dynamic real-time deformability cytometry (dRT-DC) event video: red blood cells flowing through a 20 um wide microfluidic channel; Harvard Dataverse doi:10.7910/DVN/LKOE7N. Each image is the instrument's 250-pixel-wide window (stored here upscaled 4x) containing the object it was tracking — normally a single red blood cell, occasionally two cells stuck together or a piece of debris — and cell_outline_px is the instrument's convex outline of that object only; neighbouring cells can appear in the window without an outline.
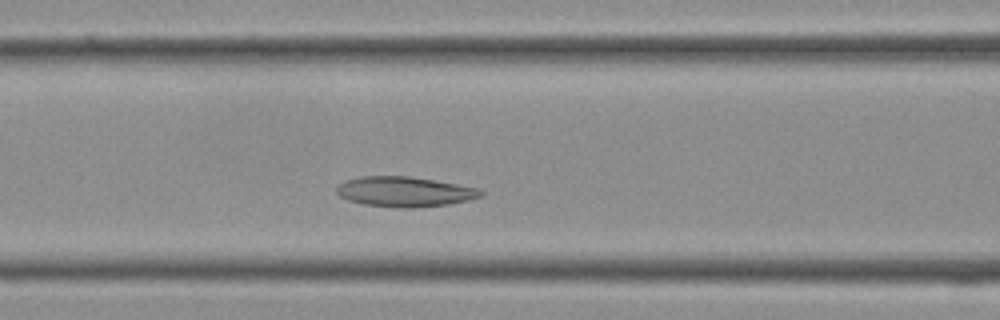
{"species": "Egyptian fruit bat (a non-hibernating species)", "species_latin": "Rousettus aegyptiacus", "temperature_condition": "cold", "stored_images_in_passage": 33, "camera_frame_rate_fps": 3000, "um_per_image_px": 0.085, "frame": {"image": 1, "passage_image": 10, "time_ms": 3.0, "image_size_px": [1000, 320], "cell_outline_px": [[484, 196], [468, 200], [448, 204], [412, 208], [400, 208], [364, 204], [348, 200], [340, 196], [336, 192], [336, 188], [344, 180], [360, 176], [408, 176], [456, 184], [476, 188], [484, 192]], "centroid_in_image_um": [34.37, 16.29], "position_along_channel_um": 132.2, "area_um2": 25.14}}
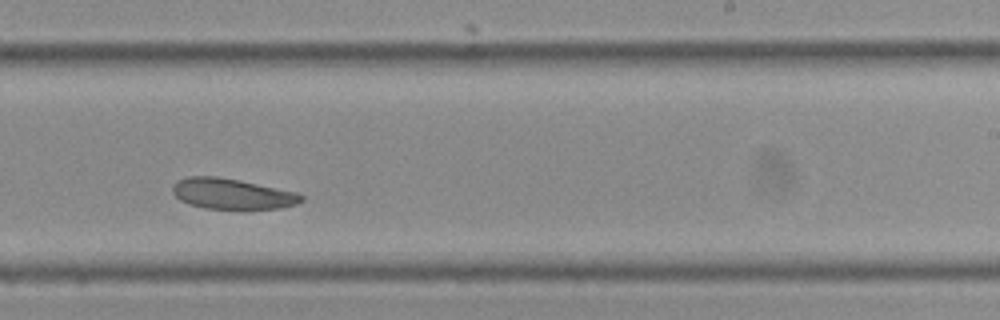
{"frame": {"image": 2, "passage_image": 18, "time_ms": 5.667, "image_size_px": [1000, 320], "cell_outline_px": [[304, 200], [296, 204], [280, 208], [244, 212], [240, 212], [204, 208], [188, 204], [180, 200], [172, 192], [172, 184], [176, 180], [188, 176], [216, 176], [240, 180], [296, 192], [304, 196]], "centroid_in_image_um": [19.73, 16.52], "position_along_channel_um": 269.3, "area_um2": 24.04}}
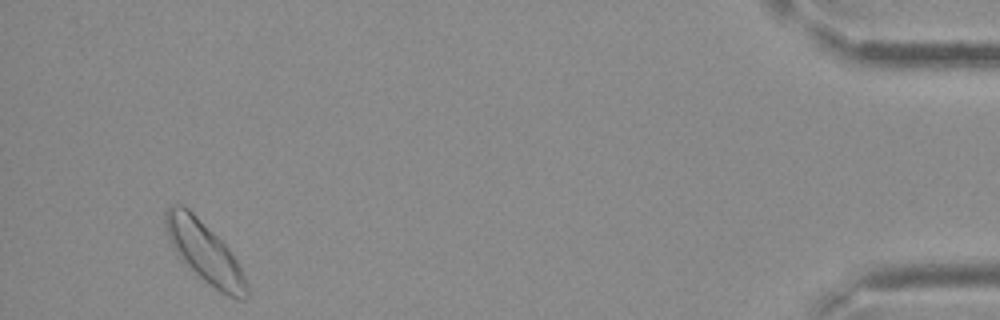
{"frame": {"image": 3, "passage_image": 31, "time_ms": 10.0, "image_size_px": [1000, 320], "cell_outline_px": [[248, 296], [244, 300], [228, 296], [220, 292], [204, 280], [180, 260], [168, 236], [164, 224], [164, 212], [172, 204], [180, 204], [188, 208], [228, 248], [236, 260], [248, 284]], "centroid_in_image_um": [17.37, 21.44], "position_along_channel_um": 417.8, "area_um2": 28.21}}